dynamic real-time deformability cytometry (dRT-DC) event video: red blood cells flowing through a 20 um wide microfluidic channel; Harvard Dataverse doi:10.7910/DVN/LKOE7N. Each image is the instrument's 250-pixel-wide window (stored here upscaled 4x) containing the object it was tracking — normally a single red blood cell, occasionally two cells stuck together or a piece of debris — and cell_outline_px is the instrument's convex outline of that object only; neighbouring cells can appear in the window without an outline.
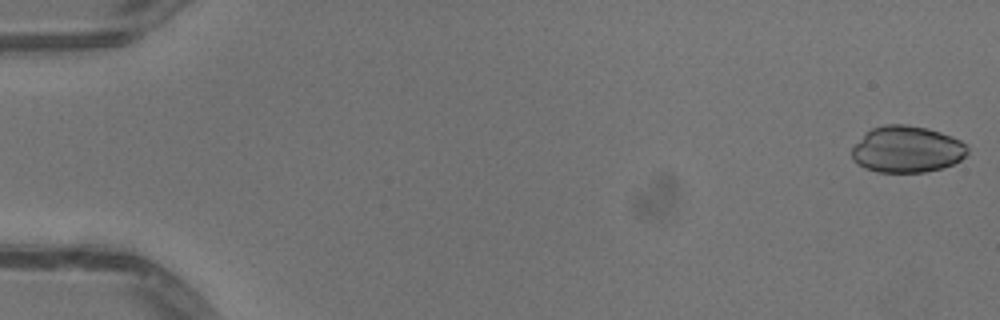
{"species": "common noctule bat (a hibernating species)", "species_latin": "Nyctalus noctula", "temperature_condition": "warm", "stored_images_in_passage": 37, "camera_frame_rate_fps": 3000, "um_per_image_px": 0.085, "animal": {"sex": "male", "body_mass_g": 13.3}, "frame": {"image": 1, "passage_image": 1, "time_ms": 0.0, "image_size_px": [1000, 320], "cell_outline_px": [[968, 152], [960, 160], [952, 164], [940, 168], [924, 172], [876, 172], [864, 168], [852, 160], [852, 148], [872, 128], [884, 124], [908, 124], [928, 128], [952, 136], [960, 140], [968, 148]], "centroid_in_image_um": [77.08, 12.69], "position_along_channel_um": 7.9, "area_um2": 31.27}}
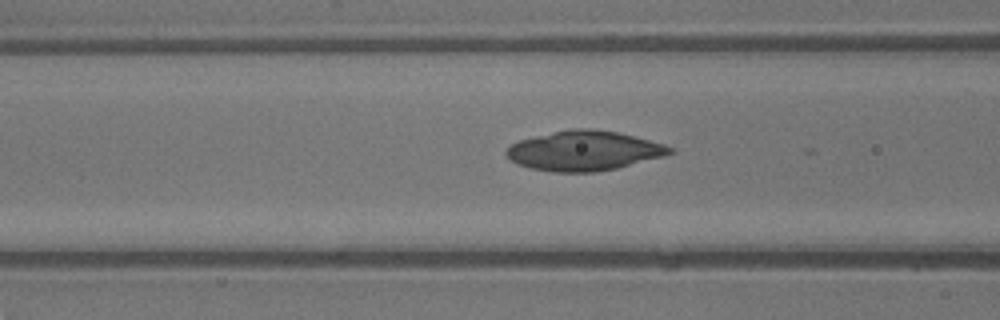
{"frame": {"image": 2, "passage_image": 21, "time_ms": 6.667, "image_size_px": [1000, 320], "cell_outline_px": [[676, 152], [664, 156], [616, 168], [596, 172], [552, 172], [532, 168], [516, 164], [504, 152], [512, 144], [520, 140], [552, 132], [572, 128], [592, 128], [616, 132], [664, 144], [672, 148]], "centroid_in_image_um": [49.64, 12.82], "position_along_channel_um": 117.0, "area_um2": 37.57}}
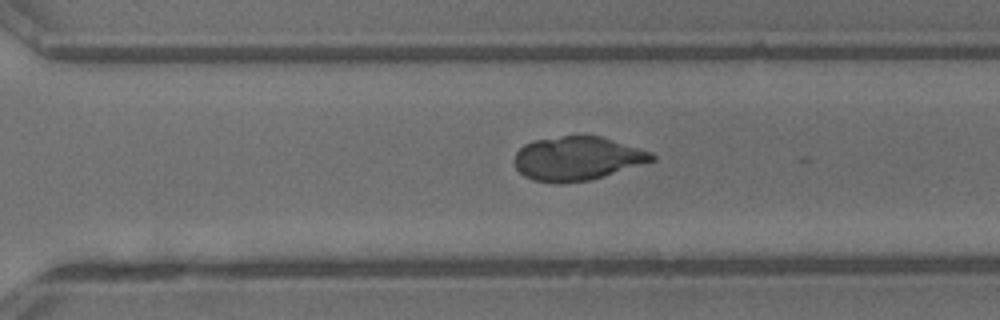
{"frame": {"image": 3, "passage_image": 36, "time_ms": 11.667, "image_size_px": [1000, 320], "cell_outline_px": [[656, 160], [592, 180], [556, 184], [532, 180], [524, 176], [516, 168], [512, 160], [516, 152], [524, 144], [532, 140], [564, 136], [600, 136], [652, 152], [656, 156]], "centroid_in_image_um": [49.04, 13.49], "position_along_channel_um": 321.6, "area_um2": 35.37}}